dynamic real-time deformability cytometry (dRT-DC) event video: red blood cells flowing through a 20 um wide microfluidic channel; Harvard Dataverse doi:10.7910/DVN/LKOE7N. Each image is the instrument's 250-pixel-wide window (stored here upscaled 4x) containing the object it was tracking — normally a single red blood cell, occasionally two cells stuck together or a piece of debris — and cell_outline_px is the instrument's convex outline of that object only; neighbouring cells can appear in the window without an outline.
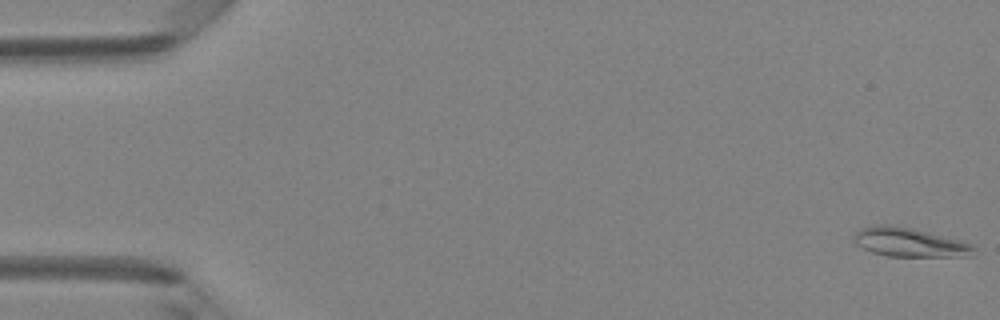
{"species": "Egyptian fruit bat (a non-hibernating species)", "species_latin": "Rousettus aegyptiacus", "temperature_condition": "room temperature", "stored_images_in_passage": 49, "camera_frame_rate_fps": 3000, "um_per_image_px": 0.085, "animal": {"sex": "female"}, "frame": {"image": 1, "passage_image": 1, "time_ms": 0.0, "image_size_px": [1000, 320], "cell_outline_px": [[976, 248], [972, 256], [888, 256], [872, 252], [856, 244], [852, 236], [860, 228], [876, 224], [892, 224], [912, 228], [960, 240], [972, 244]], "centroid_in_image_um": [77.29, 20.58], "position_along_channel_um": 7.7, "area_um2": 20.29}}
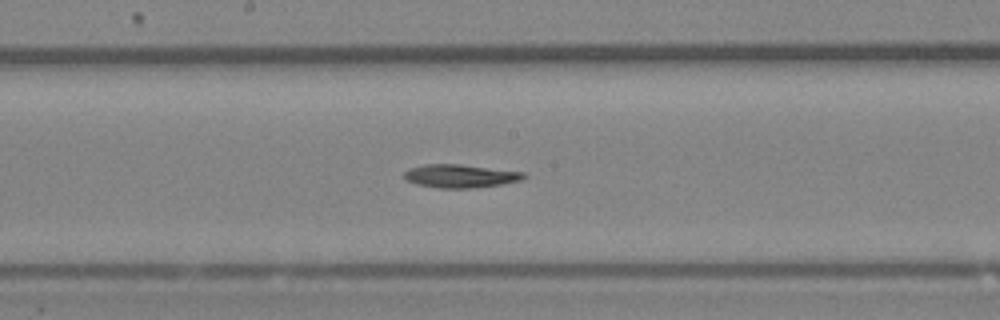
{"frame": {"image": 2, "passage_image": 26, "time_ms": 8.333, "image_size_px": [1000, 320], "cell_outline_px": [[528, 176], [524, 180], [500, 184], [472, 188], [436, 188], [416, 184], [404, 180], [404, 172], [408, 168], [424, 164], [460, 164], [524, 172]], "centroid_in_image_um": [39.11, 14.96], "position_along_channel_um": 209.1, "area_um2": 16.42}}
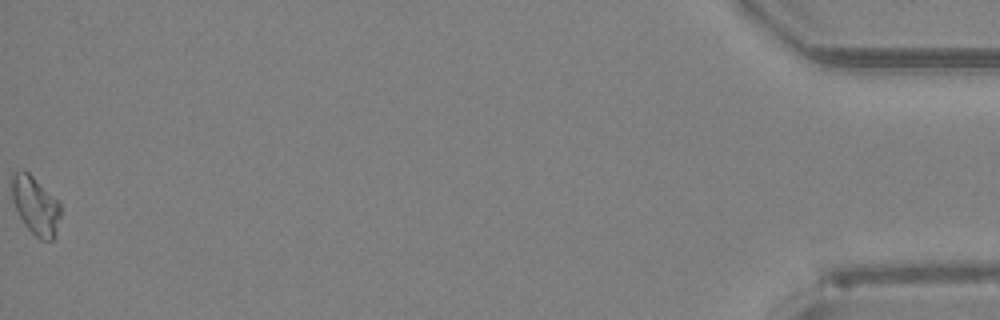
{"frame": {"image": 3, "passage_image": 49, "time_ms": 16.0, "image_size_px": [1000, 320], "cell_outline_px": [[60, 216], [52, 240], [40, 240], [24, 224], [12, 200], [12, 172], [28, 172], [60, 204]], "centroid_in_image_um": [2.99, 17.48], "position_along_channel_um": 432.2, "area_um2": 15.84}, "authors_computed_cell_mechanics": {"area_um2": 16.2418, "velocity_mm_per_s": 4.2075, "shape_relaxation_time_tau1_ms": null, "shape_relaxation_time_tau2_ms": 2.8824, "deformation_change_tau1": null, "deformation_change_tau2": 0.0963}}